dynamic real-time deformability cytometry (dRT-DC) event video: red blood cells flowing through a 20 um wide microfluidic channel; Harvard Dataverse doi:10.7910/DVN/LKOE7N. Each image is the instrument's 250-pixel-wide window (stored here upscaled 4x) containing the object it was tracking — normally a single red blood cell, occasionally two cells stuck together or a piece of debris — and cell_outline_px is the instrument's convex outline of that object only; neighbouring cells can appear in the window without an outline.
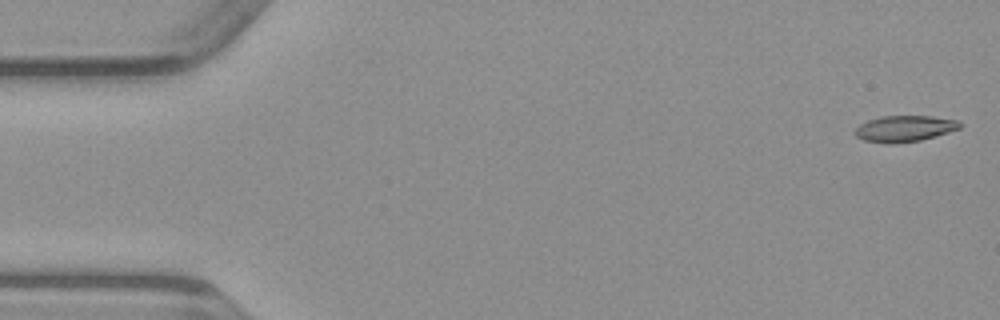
{"species": "common noctule bat (a hibernating species)", "species_latin": "Nyctalus noctula", "temperature_condition": "warm", "stored_images_in_passage": 49, "camera_frame_rate_fps": 3000, "um_per_image_px": 0.085, "animal": {"sex": "male", "body_mass_g": 23.1, "forearm_length_mm": 52.7}, "frame": {"image": 1, "passage_image": 1, "time_ms": 0.0, "image_size_px": [1000, 320], "cell_outline_px": [[964, 124], [960, 128], [936, 136], [920, 140], [892, 144], [884, 144], [864, 140], [856, 136], [852, 132], [860, 124], [868, 120], [880, 116], [932, 116], [960, 120]], "centroid_in_image_um": [76.89, 10.93], "position_along_channel_um": 8.1, "area_um2": 16.24}}
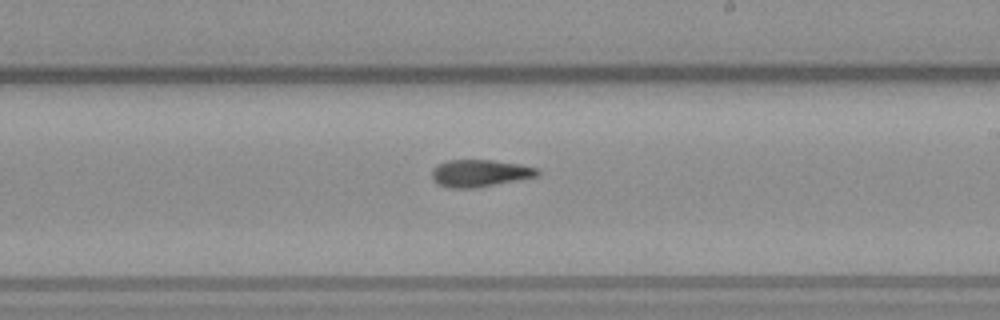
{"frame": {"image": 2, "passage_image": 28, "time_ms": 9.0, "image_size_px": [1000, 320], "cell_outline_px": [[540, 172], [536, 176], [516, 180], [472, 188], [448, 188], [436, 184], [432, 180], [432, 168], [436, 164], [448, 160], [492, 160], [520, 164], [540, 168]], "centroid_in_image_um": [40.73, 14.71], "position_along_channel_um": 248.3, "area_um2": 16.76}}
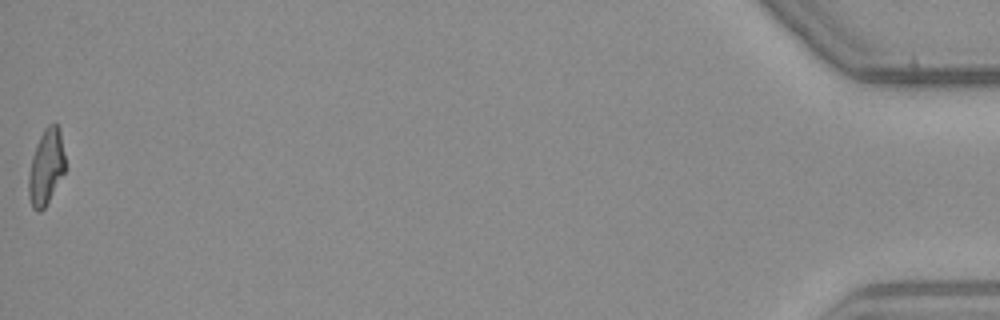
{"frame": {"image": 3, "passage_image": 49, "time_ms": 16.0, "image_size_px": [1000, 320], "cell_outline_px": [[64, 172], [44, 208], [40, 212], [36, 212], [32, 208], [28, 192], [28, 176], [32, 156], [40, 136], [44, 128], [48, 124], [56, 124], [60, 128], [64, 156]], "centroid_in_image_um": [3.9, 14.2], "position_along_channel_um": 431.3, "area_um2": 15.9}}